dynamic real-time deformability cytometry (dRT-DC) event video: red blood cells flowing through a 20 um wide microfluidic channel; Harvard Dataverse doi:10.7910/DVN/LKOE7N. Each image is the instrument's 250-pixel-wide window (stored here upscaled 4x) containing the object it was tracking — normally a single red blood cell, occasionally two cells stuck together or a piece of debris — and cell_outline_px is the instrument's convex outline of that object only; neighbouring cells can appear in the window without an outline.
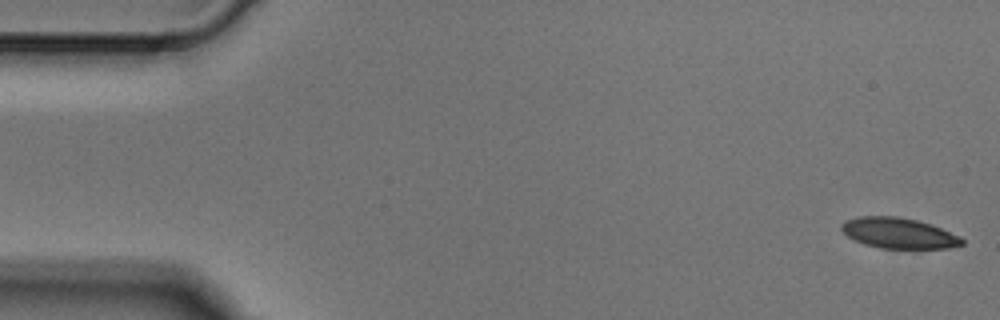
{"species": "Egyptian fruit bat (a non-hibernating species)", "species_latin": "Rousettus aegyptiacus", "temperature_condition": "cold", "stored_images_in_passage": 5, "segment_of_instrument_passage": [1, 2], "camera_frame_rate_fps": 3000, "um_per_image_px": 0.085, "animal": {"sex": "male"}, "frame": {"image": 1, "passage_image": 1, "time_ms": 0.0, "image_size_px": [1000, 320], "cell_outline_px": [[964, 244], [948, 248], [880, 248], [864, 244], [848, 236], [840, 228], [840, 224], [844, 220], [860, 216], [896, 216], [916, 220], [932, 224], [960, 236], [964, 240]], "centroid_in_image_um": [76.39, 19.8], "position_along_channel_um": 8.6, "area_um2": 21.5}}
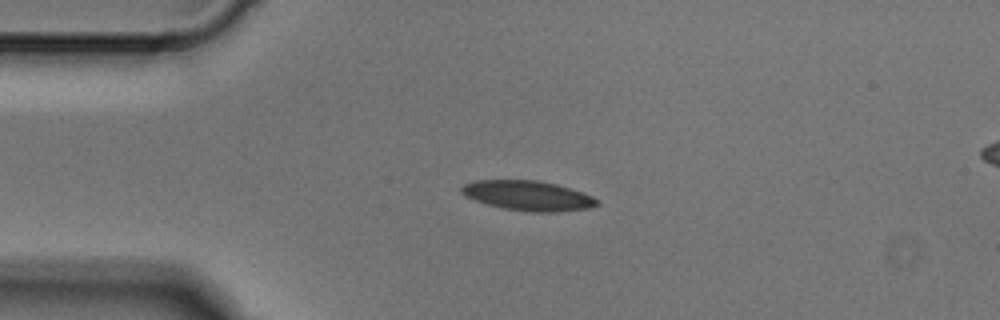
{"frame": {"image": 2, "passage_image": 4, "time_ms": 1.0, "image_size_px": [1000, 320], "cell_outline_px": [[600, 204], [588, 208], [556, 212], [532, 212], [504, 208], [488, 204], [464, 196], [460, 192], [460, 188], [464, 184], [476, 180], [536, 180], [556, 184], [592, 196], [600, 200]], "centroid_in_image_um": [44.87, 16.63], "position_along_channel_um": 40.1, "area_um2": 23.41}}